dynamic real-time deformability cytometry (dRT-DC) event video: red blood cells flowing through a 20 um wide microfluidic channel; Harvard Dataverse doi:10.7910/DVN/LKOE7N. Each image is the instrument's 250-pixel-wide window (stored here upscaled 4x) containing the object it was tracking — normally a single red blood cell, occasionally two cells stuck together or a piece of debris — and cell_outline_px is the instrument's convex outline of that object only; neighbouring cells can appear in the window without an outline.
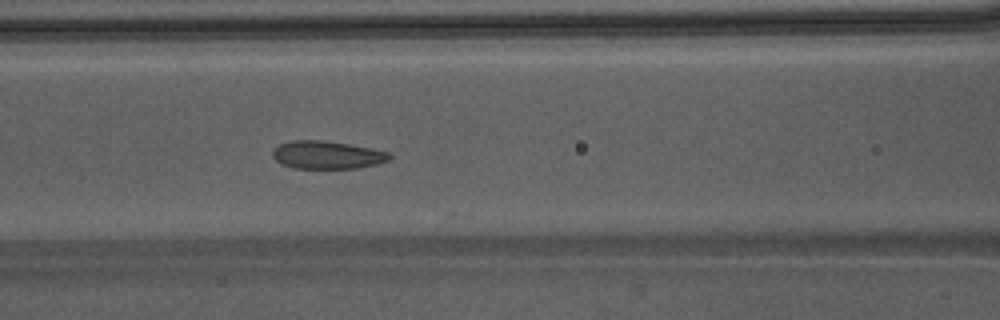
{"species": "Egyptian fruit bat (a non-hibernating species)", "species_latin": "Rousettus aegyptiacus", "temperature_condition": "warm", "stored_images_in_passage": 50, "camera_frame_rate_fps": 3000, "um_per_image_px": 0.085, "animal": {"sex": "male"}, "frame": {"image": 1, "passage_image": 24, "time_ms": 7.667, "image_size_px": [1000, 320], "cell_outline_px": [[392, 156], [388, 160], [376, 164], [356, 168], [292, 168], [276, 160], [272, 156], [272, 152], [280, 144], [292, 140], [320, 140], [348, 144], [372, 148], [388, 152]], "centroid_in_image_um": [27.8, 13.16], "position_along_channel_um": 138.8, "area_um2": 18.79}}
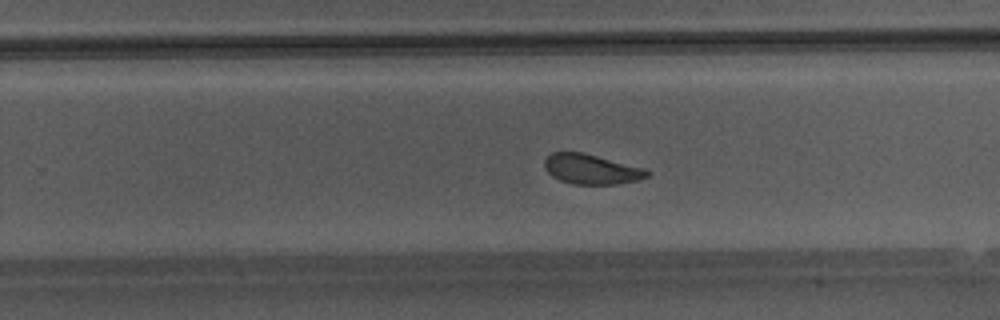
{"frame": {"image": 2, "passage_image": 34, "time_ms": 11.0, "image_size_px": [1000, 320], "cell_outline_px": [[652, 172], [648, 176], [636, 180], [616, 184], [572, 184], [560, 180], [552, 176], [544, 168], [544, 160], [552, 152], [584, 152], [644, 168]], "centroid_in_image_um": [50.25, 14.37], "position_along_channel_um": 279.5, "area_um2": 17.92}}
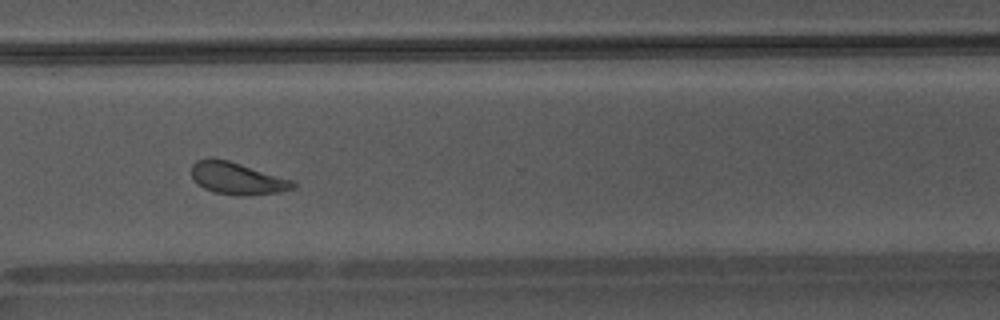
{"frame": {"image": 3, "passage_image": 39, "time_ms": 12.667, "image_size_px": [1000, 320], "cell_outline_px": [[296, 184], [292, 188], [276, 192], [244, 196], [240, 196], [216, 192], [204, 188], [192, 176], [192, 164], [196, 160], [208, 156], [228, 160], [292, 180]], "centroid_in_image_um": [20.11, 15.13], "position_along_channel_um": 350.5, "area_um2": 18.67}, "authors_computed_cell_mechanics": {"area_um2": 19.363, "velocity_mm_per_s": 4.2352, "shape_relaxation_time_tau1_ms": 3.3875, "shape_relaxation_time_tau2_ms": 1.0256, "deformation_change_tau1": 0.1293, "deformation_change_tau2": 0.0791}}